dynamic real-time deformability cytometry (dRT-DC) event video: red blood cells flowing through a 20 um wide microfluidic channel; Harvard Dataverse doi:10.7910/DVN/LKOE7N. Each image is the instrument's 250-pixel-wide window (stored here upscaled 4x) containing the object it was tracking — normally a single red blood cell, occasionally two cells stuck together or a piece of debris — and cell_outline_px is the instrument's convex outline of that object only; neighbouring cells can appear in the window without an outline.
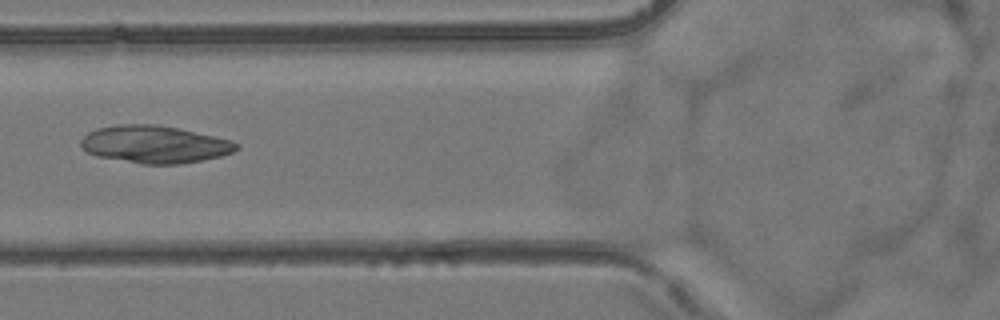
{"species": "common noctule bat (a hibernating species)", "species_latin": "Nyctalus noctula", "temperature_condition": "room temperature", "stored_images_in_passage": 2, "camera_frame_rate_fps": 3000, "um_per_image_px": 0.085, "animal": {"sex": "female", "body_mass_g": 24.6, "forearm_length_mm": 56.2}, "frame": {"image": 1, "passage_image": 2, "time_ms": 1.333, "image_size_px": [1000, 320], "cell_outline_px": [[240, 148], [232, 152], [220, 156], [180, 164], [140, 164], [96, 156], [88, 152], [80, 144], [80, 140], [88, 132], [96, 128], [116, 124], [156, 124], [176, 128], [232, 140], [240, 144]], "centroid_in_image_um": [13.12, 12.27], "position_along_channel_um": 112.7, "area_um2": 33.93}}